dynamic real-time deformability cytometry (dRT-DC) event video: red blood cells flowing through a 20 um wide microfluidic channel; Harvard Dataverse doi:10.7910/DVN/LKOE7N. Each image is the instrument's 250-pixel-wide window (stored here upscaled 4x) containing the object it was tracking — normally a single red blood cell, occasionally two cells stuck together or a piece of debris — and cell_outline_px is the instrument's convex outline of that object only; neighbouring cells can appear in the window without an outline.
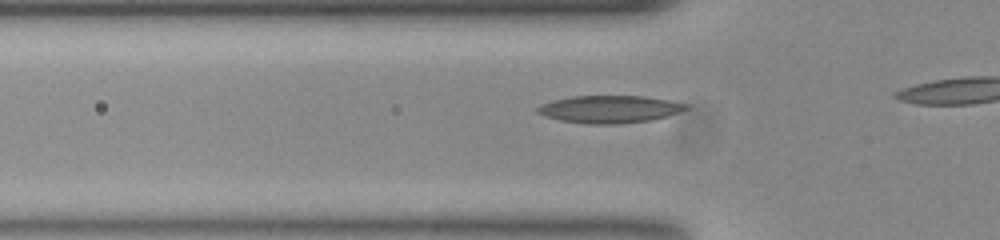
{"species": "common noctule bat (a hibernating species)", "species_latin": "Nyctalus noctula", "temperature_condition": "room temperature", "stored_images_in_passage": 10, "camera_frame_rate_fps": 3000, "um_per_image_px": 0.085, "animal": {"sex": "female", "body_mass_g": 23.0, "forearm_length_mm": 53.4}, "frame": {"image": 1, "passage_image": 5, "time_ms": 1.333, "image_size_px": [1000, 240], "cell_outline_px": [[688, 108], [680, 112], [652, 120], [616, 124], [588, 124], [560, 120], [544, 116], [536, 112], [536, 108], [540, 104], [552, 100], [572, 96], [644, 96], [668, 100], [688, 104]], "centroid_in_image_um": [51.78, 9.28], "position_along_channel_um": 74.0, "area_um2": 23.81}}
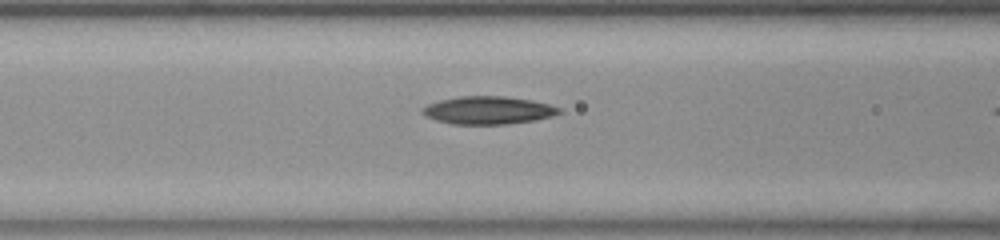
{"frame": {"image": 2, "passage_image": 9, "time_ms": 2.667, "image_size_px": [1000, 240], "cell_outline_px": [[564, 112], [552, 116], [536, 120], [508, 124], [452, 124], [436, 120], [424, 116], [420, 112], [420, 108], [428, 104], [440, 100], [460, 96], [504, 96], [532, 100], [564, 108]], "centroid_in_image_um": [41.51, 9.37], "position_along_channel_um": 125.1, "area_um2": 22.48}}